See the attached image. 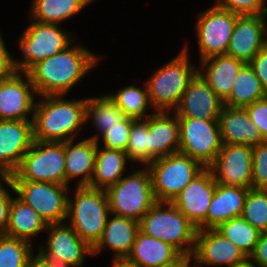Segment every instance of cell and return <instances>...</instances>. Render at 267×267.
<instances>
[{"label": "cell", "mask_w": 267, "mask_h": 267, "mask_svg": "<svg viewBox=\"0 0 267 267\" xmlns=\"http://www.w3.org/2000/svg\"><path fill=\"white\" fill-rule=\"evenodd\" d=\"M133 118L126 117L123 121L114 124L102 137L103 147L126 152L129 143Z\"/></svg>", "instance_id": "38"}, {"label": "cell", "mask_w": 267, "mask_h": 267, "mask_svg": "<svg viewBox=\"0 0 267 267\" xmlns=\"http://www.w3.org/2000/svg\"><path fill=\"white\" fill-rule=\"evenodd\" d=\"M10 55L0 33V79L10 76L16 71L14 59Z\"/></svg>", "instance_id": "44"}, {"label": "cell", "mask_w": 267, "mask_h": 267, "mask_svg": "<svg viewBox=\"0 0 267 267\" xmlns=\"http://www.w3.org/2000/svg\"><path fill=\"white\" fill-rule=\"evenodd\" d=\"M139 229L171 244L181 254L193 253L197 228L172 202H156L139 221Z\"/></svg>", "instance_id": "3"}, {"label": "cell", "mask_w": 267, "mask_h": 267, "mask_svg": "<svg viewBox=\"0 0 267 267\" xmlns=\"http://www.w3.org/2000/svg\"><path fill=\"white\" fill-rule=\"evenodd\" d=\"M249 189L216 182V189L208 207L206 229L217 228L221 223L240 217Z\"/></svg>", "instance_id": "25"}, {"label": "cell", "mask_w": 267, "mask_h": 267, "mask_svg": "<svg viewBox=\"0 0 267 267\" xmlns=\"http://www.w3.org/2000/svg\"><path fill=\"white\" fill-rule=\"evenodd\" d=\"M107 95L127 117L133 119H144L145 117L146 119L150 116L148 113L146 114V109L150 104L146 85L144 90L130 85L119 89L117 93Z\"/></svg>", "instance_id": "34"}, {"label": "cell", "mask_w": 267, "mask_h": 267, "mask_svg": "<svg viewBox=\"0 0 267 267\" xmlns=\"http://www.w3.org/2000/svg\"><path fill=\"white\" fill-rule=\"evenodd\" d=\"M47 259L49 260L51 267H77L73 264H69L59 259H55V258H47Z\"/></svg>", "instance_id": "49"}, {"label": "cell", "mask_w": 267, "mask_h": 267, "mask_svg": "<svg viewBox=\"0 0 267 267\" xmlns=\"http://www.w3.org/2000/svg\"><path fill=\"white\" fill-rule=\"evenodd\" d=\"M267 141V97L244 107Z\"/></svg>", "instance_id": "41"}, {"label": "cell", "mask_w": 267, "mask_h": 267, "mask_svg": "<svg viewBox=\"0 0 267 267\" xmlns=\"http://www.w3.org/2000/svg\"><path fill=\"white\" fill-rule=\"evenodd\" d=\"M218 123L222 144L255 146L266 141L245 108L224 105Z\"/></svg>", "instance_id": "22"}, {"label": "cell", "mask_w": 267, "mask_h": 267, "mask_svg": "<svg viewBox=\"0 0 267 267\" xmlns=\"http://www.w3.org/2000/svg\"><path fill=\"white\" fill-rule=\"evenodd\" d=\"M111 267H139L133 262H130L127 258H113Z\"/></svg>", "instance_id": "47"}, {"label": "cell", "mask_w": 267, "mask_h": 267, "mask_svg": "<svg viewBox=\"0 0 267 267\" xmlns=\"http://www.w3.org/2000/svg\"><path fill=\"white\" fill-rule=\"evenodd\" d=\"M249 258L259 267H267V232H261L254 252Z\"/></svg>", "instance_id": "45"}, {"label": "cell", "mask_w": 267, "mask_h": 267, "mask_svg": "<svg viewBox=\"0 0 267 267\" xmlns=\"http://www.w3.org/2000/svg\"><path fill=\"white\" fill-rule=\"evenodd\" d=\"M9 191L32 207L48 224L66 223L69 186L49 182L7 180Z\"/></svg>", "instance_id": "9"}, {"label": "cell", "mask_w": 267, "mask_h": 267, "mask_svg": "<svg viewBox=\"0 0 267 267\" xmlns=\"http://www.w3.org/2000/svg\"><path fill=\"white\" fill-rule=\"evenodd\" d=\"M180 254L171 244L148 236L139 230L127 259L139 267H160L172 262Z\"/></svg>", "instance_id": "28"}, {"label": "cell", "mask_w": 267, "mask_h": 267, "mask_svg": "<svg viewBox=\"0 0 267 267\" xmlns=\"http://www.w3.org/2000/svg\"><path fill=\"white\" fill-rule=\"evenodd\" d=\"M200 62L201 69H205V72L198 73L224 101L230 95L235 77L245 62L227 54L213 56Z\"/></svg>", "instance_id": "26"}, {"label": "cell", "mask_w": 267, "mask_h": 267, "mask_svg": "<svg viewBox=\"0 0 267 267\" xmlns=\"http://www.w3.org/2000/svg\"><path fill=\"white\" fill-rule=\"evenodd\" d=\"M209 168L217 183L252 188V146L222 144Z\"/></svg>", "instance_id": "14"}, {"label": "cell", "mask_w": 267, "mask_h": 267, "mask_svg": "<svg viewBox=\"0 0 267 267\" xmlns=\"http://www.w3.org/2000/svg\"><path fill=\"white\" fill-rule=\"evenodd\" d=\"M192 256L202 266L231 267L244 261L247 256L233 242L223 236L216 228L196 231Z\"/></svg>", "instance_id": "17"}, {"label": "cell", "mask_w": 267, "mask_h": 267, "mask_svg": "<svg viewBox=\"0 0 267 267\" xmlns=\"http://www.w3.org/2000/svg\"><path fill=\"white\" fill-rule=\"evenodd\" d=\"M265 0H218V7L239 15L267 14V7L263 6Z\"/></svg>", "instance_id": "40"}, {"label": "cell", "mask_w": 267, "mask_h": 267, "mask_svg": "<svg viewBox=\"0 0 267 267\" xmlns=\"http://www.w3.org/2000/svg\"><path fill=\"white\" fill-rule=\"evenodd\" d=\"M188 49V46H185L175 58L158 68L147 80L150 106L154 111L174 110L180 103L188 83L198 72L199 69L190 62Z\"/></svg>", "instance_id": "4"}, {"label": "cell", "mask_w": 267, "mask_h": 267, "mask_svg": "<svg viewBox=\"0 0 267 267\" xmlns=\"http://www.w3.org/2000/svg\"><path fill=\"white\" fill-rule=\"evenodd\" d=\"M22 74L0 79V120L32 121L28 115L34 113L37 94L27 72Z\"/></svg>", "instance_id": "13"}, {"label": "cell", "mask_w": 267, "mask_h": 267, "mask_svg": "<svg viewBox=\"0 0 267 267\" xmlns=\"http://www.w3.org/2000/svg\"><path fill=\"white\" fill-rule=\"evenodd\" d=\"M215 189L214 174L210 168H205L172 200V203L197 230L206 229L208 207Z\"/></svg>", "instance_id": "15"}, {"label": "cell", "mask_w": 267, "mask_h": 267, "mask_svg": "<svg viewBox=\"0 0 267 267\" xmlns=\"http://www.w3.org/2000/svg\"><path fill=\"white\" fill-rule=\"evenodd\" d=\"M216 229L241 249L247 257L254 252L261 234L242 216L231 218L221 223Z\"/></svg>", "instance_id": "33"}, {"label": "cell", "mask_w": 267, "mask_h": 267, "mask_svg": "<svg viewBox=\"0 0 267 267\" xmlns=\"http://www.w3.org/2000/svg\"><path fill=\"white\" fill-rule=\"evenodd\" d=\"M266 97L267 93L261 86L260 80L251 66L245 63L235 77L230 95L223 103L228 107L244 108Z\"/></svg>", "instance_id": "31"}, {"label": "cell", "mask_w": 267, "mask_h": 267, "mask_svg": "<svg viewBox=\"0 0 267 267\" xmlns=\"http://www.w3.org/2000/svg\"><path fill=\"white\" fill-rule=\"evenodd\" d=\"M252 188L267 189V141L252 146Z\"/></svg>", "instance_id": "39"}, {"label": "cell", "mask_w": 267, "mask_h": 267, "mask_svg": "<svg viewBox=\"0 0 267 267\" xmlns=\"http://www.w3.org/2000/svg\"><path fill=\"white\" fill-rule=\"evenodd\" d=\"M32 249L26 240L0 234V267H27Z\"/></svg>", "instance_id": "35"}, {"label": "cell", "mask_w": 267, "mask_h": 267, "mask_svg": "<svg viewBox=\"0 0 267 267\" xmlns=\"http://www.w3.org/2000/svg\"><path fill=\"white\" fill-rule=\"evenodd\" d=\"M7 180L66 185L64 142H33Z\"/></svg>", "instance_id": "7"}, {"label": "cell", "mask_w": 267, "mask_h": 267, "mask_svg": "<svg viewBox=\"0 0 267 267\" xmlns=\"http://www.w3.org/2000/svg\"><path fill=\"white\" fill-rule=\"evenodd\" d=\"M105 191L111 214L137 221L157 202L153 194L152 176L147 166L145 169L132 171Z\"/></svg>", "instance_id": "6"}, {"label": "cell", "mask_w": 267, "mask_h": 267, "mask_svg": "<svg viewBox=\"0 0 267 267\" xmlns=\"http://www.w3.org/2000/svg\"><path fill=\"white\" fill-rule=\"evenodd\" d=\"M267 93V44L248 63Z\"/></svg>", "instance_id": "42"}, {"label": "cell", "mask_w": 267, "mask_h": 267, "mask_svg": "<svg viewBox=\"0 0 267 267\" xmlns=\"http://www.w3.org/2000/svg\"><path fill=\"white\" fill-rule=\"evenodd\" d=\"M231 267H259V266L257 264L255 265V263L249 257H247L244 261L237 263L236 265H233Z\"/></svg>", "instance_id": "50"}, {"label": "cell", "mask_w": 267, "mask_h": 267, "mask_svg": "<svg viewBox=\"0 0 267 267\" xmlns=\"http://www.w3.org/2000/svg\"><path fill=\"white\" fill-rule=\"evenodd\" d=\"M223 106V100L197 72L188 83L180 103L172 113L174 112L178 118L218 120Z\"/></svg>", "instance_id": "19"}, {"label": "cell", "mask_w": 267, "mask_h": 267, "mask_svg": "<svg viewBox=\"0 0 267 267\" xmlns=\"http://www.w3.org/2000/svg\"><path fill=\"white\" fill-rule=\"evenodd\" d=\"M113 215L107 219L106 226L98 242L92 247L94 255L108 246L113 251V258H127L139 229V221Z\"/></svg>", "instance_id": "23"}, {"label": "cell", "mask_w": 267, "mask_h": 267, "mask_svg": "<svg viewBox=\"0 0 267 267\" xmlns=\"http://www.w3.org/2000/svg\"><path fill=\"white\" fill-rule=\"evenodd\" d=\"M179 151L209 168L222 147L218 120L179 118Z\"/></svg>", "instance_id": "11"}, {"label": "cell", "mask_w": 267, "mask_h": 267, "mask_svg": "<svg viewBox=\"0 0 267 267\" xmlns=\"http://www.w3.org/2000/svg\"><path fill=\"white\" fill-rule=\"evenodd\" d=\"M170 111H154L148 117V165L159 158L177 153L180 146L178 116Z\"/></svg>", "instance_id": "21"}, {"label": "cell", "mask_w": 267, "mask_h": 267, "mask_svg": "<svg viewBox=\"0 0 267 267\" xmlns=\"http://www.w3.org/2000/svg\"><path fill=\"white\" fill-rule=\"evenodd\" d=\"M73 46L38 61L27 71L37 96H65L100 59L79 44Z\"/></svg>", "instance_id": "1"}, {"label": "cell", "mask_w": 267, "mask_h": 267, "mask_svg": "<svg viewBox=\"0 0 267 267\" xmlns=\"http://www.w3.org/2000/svg\"><path fill=\"white\" fill-rule=\"evenodd\" d=\"M105 95L87 98L85 106V123H87V120H92L101 136L114 124L127 117L113 100L107 94Z\"/></svg>", "instance_id": "32"}, {"label": "cell", "mask_w": 267, "mask_h": 267, "mask_svg": "<svg viewBox=\"0 0 267 267\" xmlns=\"http://www.w3.org/2000/svg\"><path fill=\"white\" fill-rule=\"evenodd\" d=\"M46 228L47 223L32 207L18 197L12 198L9 209V223L5 235L32 243L31 239L34 235L36 236Z\"/></svg>", "instance_id": "29"}, {"label": "cell", "mask_w": 267, "mask_h": 267, "mask_svg": "<svg viewBox=\"0 0 267 267\" xmlns=\"http://www.w3.org/2000/svg\"><path fill=\"white\" fill-rule=\"evenodd\" d=\"M99 137L94 135L91 138L97 141L96 159L93 176L88 187L94 189L106 190L108 187L116 184L126 171V164L128 163L126 152L102 147L99 150Z\"/></svg>", "instance_id": "27"}, {"label": "cell", "mask_w": 267, "mask_h": 267, "mask_svg": "<svg viewBox=\"0 0 267 267\" xmlns=\"http://www.w3.org/2000/svg\"><path fill=\"white\" fill-rule=\"evenodd\" d=\"M241 216L260 232H267V189H249Z\"/></svg>", "instance_id": "36"}, {"label": "cell", "mask_w": 267, "mask_h": 267, "mask_svg": "<svg viewBox=\"0 0 267 267\" xmlns=\"http://www.w3.org/2000/svg\"><path fill=\"white\" fill-rule=\"evenodd\" d=\"M34 142L33 122L0 120V176L7 178Z\"/></svg>", "instance_id": "16"}, {"label": "cell", "mask_w": 267, "mask_h": 267, "mask_svg": "<svg viewBox=\"0 0 267 267\" xmlns=\"http://www.w3.org/2000/svg\"><path fill=\"white\" fill-rule=\"evenodd\" d=\"M126 154L129 161L148 166V117L133 119Z\"/></svg>", "instance_id": "37"}, {"label": "cell", "mask_w": 267, "mask_h": 267, "mask_svg": "<svg viewBox=\"0 0 267 267\" xmlns=\"http://www.w3.org/2000/svg\"><path fill=\"white\" fill-rule=\"evenodd\" d=\"M74 140L64 142L66 186L69 180L81 178L77 186H89L93 176L97 141L86 138L74 144Z\"/></svg>", "instance_id": "24"}, {"label": "cell", "mask_w": 267, "mask_h": 267, "mask_svg": "<svg viewBox=\"0 0 267 267\" xmlns=\"http://www.w3.org/2000/svg\"><path fill=\"white\" fill-rule=\"evenodd\" d=\"M29 17L34 21L59 24L72 18L93 0H32Z\"/></svg>", "instance_id": "30"}, {"label": "cell", "mask_w": 267, "mask_h": 267, "mask_svg": "<svg viewBox=\"0 0 267 267\" xmlns=\"http://www.w3.org/2000/svg\"><path fill=\"white\" fill-rule=\"evenodd\" d=\"M267 14L239 15L228 44L227 55L249 63L267 44Z\"/></svg>", "instance_id": "18"}, {"label": "cell", "mask_w": 267, "mask_h": 267, "mask_svg": "<svg viewBox=\"0 0 267 267\" xmlns=\"http://www.w3.org/2000/svg\"><path fill=\"white\" fill-rule=\"evenodd\" d=\"M27 267H51L49 260L40 252L36 255H30L28 262H27Z\"/></svg>", "instance_id": "46"}, {"label": "cell", "mask_w": 267, "mask_h": 267, "mask_svg": "<svg viewBox=\"0 0 267 267\" xmlns=\"http://www.w3.org/2000/svg\"><path fill=\"white\" fill-rule=\"evenodd\" d=\"M147 167L157 202H172L205 169L200 162L180 152L156 159Z\"/></svg>", "instance_id": "8"}, {"label": "cell", "mask_w": 267, "mask_h": 267, "mask_svg": "<svg viewBox=\"0 0 267 267\" xmlns=\"http://www.w3.org/2000/svg\"><path fill=\"white\" fill-rule=\"evenodd\" d=\"M5 178L0 181V234H4L9 223V209L12 202V194L4 186Z\"/></svg>", "instance_id": "43"}, {"label": "cell", "mask_w": 267, "mask_h": 267, "mask_svg": "<svg viewBox=\"0 0 267 267\" xmlns=\"http://www.w3.org/2000/svg\"><path fill=\"white\" fill-rule=\"evenodd\" d=\"M74 193L73 199L68 196V225L93 247L101 238L108 215H111L106 191L76 186Z\"/></svg>", "instance_id": "5"}, {"label": "cell", "mask_w": 267, "mask_h": 267, "mask_svg": "<svg viewBox=\"0 0 267 267\" xmlns=\"http://www.w3.org/2000/svg\"><path fill=\"white\" fill-rule=\"evenodd\" d=\"M18 40L24 55L19 61L14 60L16 71L27 72L38 61L51 57L65 50L73 42L59 24L31 21Z\"/></svg>", "instance_id": "10"}, {"label": "cell", "mask_w": 267, "mask_h": 267, "mask_svg": "<svg viewBox=\"0 0 267 267\" xmlns=\"http://www.w3.org/2000/svg\"><path fill=\"white\" fill-rule=\"evenodd\" d=\"M47 231L49 237L46 247L40 245L39 251L46 258H55L81 267L85 261V256L92 255V247L65 223L48 224ZM86 254V255H85Z\"/></svg>", "instance_id": "20"}, {"label": "cell", "mask_w": 267, "mask_h": 267, "mask_svg": "<svg viewBox=\"0 0 267 267\" xmlns=\"http://www.w3.org/2000/svg\"><path fill=\"white\" fill-rule=\"evenodd\" d=\"M191 260H194V262L196 263L195 265H193V267H202L201 262H199L197 259H195L192 255H187V254H186V266L185 267H192L190 265V263H192Z\"/></svg>", "instance_id": "51"}, {"label": "cell", "mask_w": 267, "mask_h": 267, "mask_svg": "<svg viewBox=\"0 0 267 267\" xmlns=\"http://www.w3.org/2000/svg\"><path fill=\"white\" fill-rule=\"evenodd\" d=\"M35 103L33 138L42 142H65L74 140L85 124L87 98L65 100L64 95L40 96ZM81 128V129H80Z\"/></svg>", "instance_id": "2"}, {"label": "cell", "mask_w": 267, "mask_h": 267, "mask_svg": "<svg viewBox=\"0 0 267 267\" xmlns=\"http://www.w3.org/2000/svg\"><path fill=\"white\" fill-rule=\"evenodd\" d=\"M186 266V254H180L175 260L164 264L160 267H185Z\"/></svg>", "instance_id": "48"}, {"label": "cell", "mask_w": 267, "mask_h": 267, "mask_svg": "<svg viewBox=\"0 0 267 267\" xmlns=\"http://www.w3.org/2000/svg\"><path fill=\"white\" fill-rule=\"evenodd\" d=\"M238 16L216 4L199 13L195 28L200 60L227 54Z\"/></svg>", "instance_id": "12"}]
</instances>
